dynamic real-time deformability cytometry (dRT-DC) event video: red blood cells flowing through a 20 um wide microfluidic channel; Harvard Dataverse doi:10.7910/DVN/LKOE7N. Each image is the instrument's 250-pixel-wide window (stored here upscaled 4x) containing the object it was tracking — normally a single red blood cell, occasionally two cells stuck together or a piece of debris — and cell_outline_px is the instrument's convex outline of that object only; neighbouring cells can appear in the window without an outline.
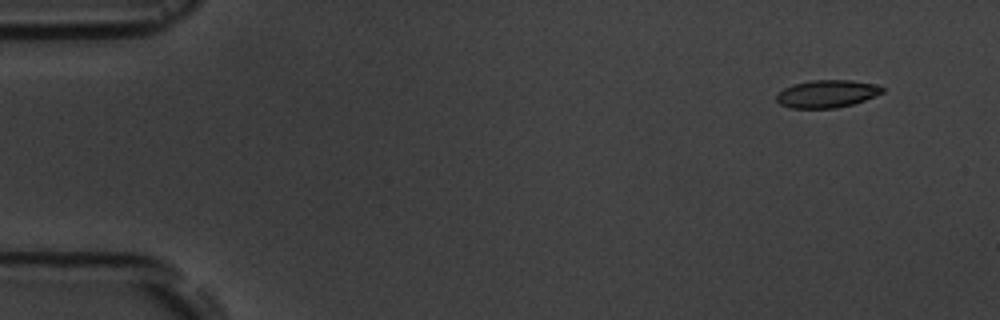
{"species": "common noctule bat (a hibernating species)", "species_latin": "Nyctalus noctula", "temperature_condition": "room temperature", "stored_images_in_passage": 5, "camera_frame_rate_fps": 3000, "um_per_image_px": 0.085, "animal": {"sex": "male", "body_mass_g": 19.5, "forearm_length_mm": 54.6}, "frame": {"image": 1, "passage_image": 1, "time_ms": 0.0, "image_size_px": [1000, 320], "cell_outline_px": [[884, 92], [864, 100], [852, 104], [836, 108], [788, 108], [780, 104], [776, 100], [776, 96], [784, 88], [792, 84], [812, 80], [852, 80], [872, 84], [884, 88]], "centroid_in_image_um": [70.25, 7.97], "position_along_channel_um": 14.7, "area_um2": 16.94}}
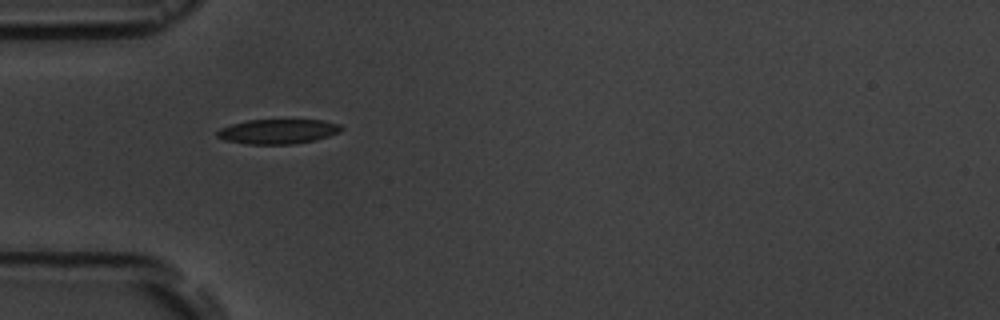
{"frame": {"image": 2, "passage_image": 4, "time_ms": 4.333, "image_size_px": [1000, 320], "cell_outline_px": [[344, 128], [340, 132], [316, 140], [292, 144], [248, 144], [224, 140], [216, 136], [216, 132], [220, 128], [232, 124], [248, 120], [324, 120], [340, 124]], "centroid_in_image_um": [23.64, 11.17], "position_along_channel_um": 61.4, "area_um2": 17.92}}
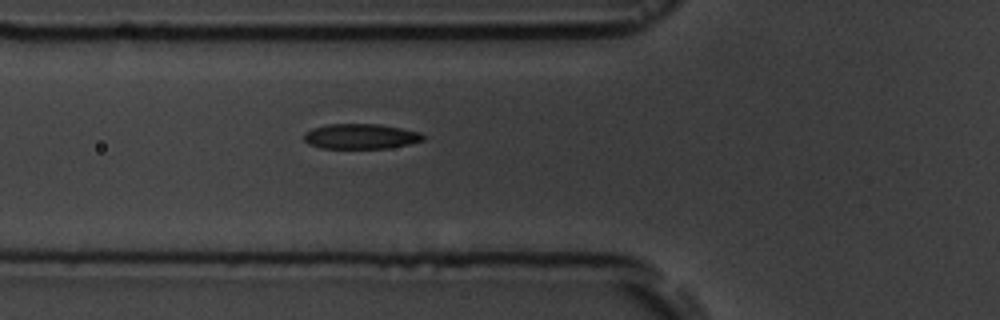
{"frame": {"image": 3, "passage_image": 5, "time_ms": 5.333, "image_size_px": [1000, 320], "cell_outline_px": [[424, 140], [408, 144], [388, 148], [320, 148], [308, 144], [304, 140], [304, 132], [312, 128], [328, 124], [380, 124], [420, 132], [424, 136]], "centroid_in_image_um": [30.63, 11.59], "position_along_channel_um": 95.2, "area_um2": 17.46}}